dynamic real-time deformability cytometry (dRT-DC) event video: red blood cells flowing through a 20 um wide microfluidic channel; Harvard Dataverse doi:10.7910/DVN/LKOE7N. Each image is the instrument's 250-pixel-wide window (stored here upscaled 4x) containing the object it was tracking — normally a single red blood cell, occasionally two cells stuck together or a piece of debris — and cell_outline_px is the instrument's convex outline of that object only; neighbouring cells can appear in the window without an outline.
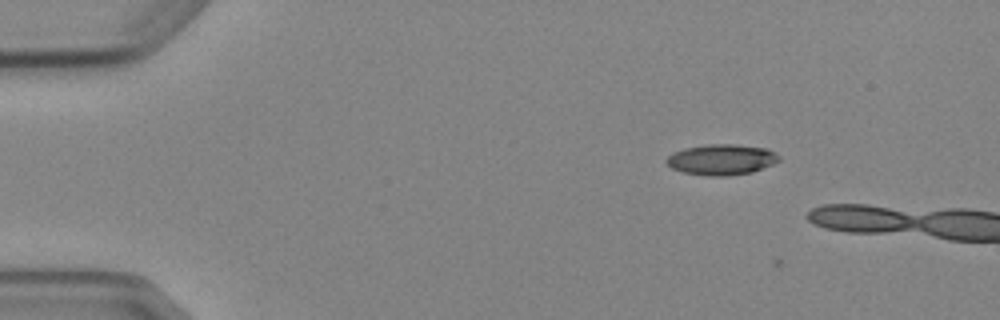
{"species": "Egyptian fruit bat (a non-hibernating species)", "species_latin": "Rousettus aegyptiacus", "temperature_condition": "cold", "stored_images_in_passage": 3, "camera_frame_rate_fps": 3000, "um_per_image_px": 0.085, "animal": {"sex": "female"}, "frame": {"image": 1, "passage_image": 1, "time_ms": 0.0, "image_size_px": [1000, 320], "cell_outline_px": [[780, 160], [772, 164], [752, 172], [728, 176], [712, 176], [684, 172], [672, 168], [664, 160], [668, 156], [684, 148], [708, 144], [736, 144], [768, 148], [776, 152], [780, 156]], "centroid_in_image_um": [61.37, 13.55], "position_along_channel_um": 23.6, "area_um2": 20.11}}